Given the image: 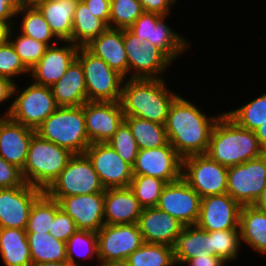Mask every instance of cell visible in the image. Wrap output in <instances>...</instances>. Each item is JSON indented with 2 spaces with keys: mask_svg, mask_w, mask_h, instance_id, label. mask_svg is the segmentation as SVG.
Listing matches in <instances>:
<instances>
[{
  "mask_svg": "<svg viewBox=\"0 0 266 266\" xmlns=\"http://www.w3.org/2000/svg\"><path fill=\"white\" fill-rule=\"evenodd\" d=\"M105 192L100 178L85 154H74L45 193L53 200L62 197Z\"/></svg>",
  "mask_w": 266,
  "mask_h": 266,
  "instance_id": "10",
  "label": "cell"
},
{
  "mask_svg": "<svg viewBox=\"0 0 266 266\" xmlns=\"http://www.w3.org/2000/svg\"><path fill=\"white\" fill-rule=\"evenodd\" d=\"M22 5L21 0H0V21L6 22L10 27L14 26L16 13Z\"/></svg>",
  "mask_w": 266,
  "mask_h": 266,
  "instance_id": "49",
  "label": "cell"
},
{
  "mask_svg": "<svg viewBox=\"0 0 266 266\" xmlns=\"http://www.w3.org/2000/svg\"><path fill=\"white\" fill-rule=\"evenodd\" d=\"M241 207L228 193L205 196L196 225L206 231L239 229Z\"/></svg>",
  "mask_w": 266,
  "mask_h": 266,
  "instance_id": "19",
  "label": "cell"
},
{
  "mask_svg": "<svg viewBox=\"0 0 266 266\" xmlns=\"http://www.w3.org/2000/svg\"><path fill=\"white\" fill-rule=\"evenodd\" d=\"M239 230L241 246L266 257V214L253 205L242 206Z\"/></svg>",
  "mask_w": 266,
  "mask_h": 266,
  "instance_id": "28",
  "label": "cell"
},
{
  "mask_svg": "<svg viewBox=\"0 0 266 266\" xmlns=\"http://www.w3.org/2000/svg\"><path fill=\"white\" fill-rule=\"evenodd\" d=\"M242 249L239 229L209 231V252L220 256L229 265L236 263Z\"/></svg>",
  "mask_w": 266,
  "mask_h": 266,
  "instance_id": "39",
  "label": "cell"
},
{
  "mask_svg": "<svg viewBox=\"0 0 266 266\" xmlns=\"http://www.w3.org/2000/svg\"><path fill=\"white\" fill-rule=\"evenodd\" d=\"M31 266H72V265L68 261H63V262L38 263V264H32Z\"/></svg>",
  "mask_w": 266,
  "mask_h": 266,
  "instance_id": "55",
  "label": "cell"
},
{
  "mask_svg": "<svg viewBox=\"0 0 266 266\" xmlns=\"http://www.w3.org/2000/svg\"><path fill=\"white\" fill-rule=\"evenodd\" d=\"M180 94L172 102L167 115L168 141L182 158L205 154L213 126L223 111L210 115Z\"/></svg>",
  "mask_w": 266,
  "mask_h": 266,
  "instance_id": "1",
  "label": "cell"
},
{
  "mask_svg": "<svg viewBox=\"0 0 266 266\" xmlns=\"http://www.w3.org/2000/svg\"><path fill=\"white\" fill-rule=\"evenodd\" d=\"M143 12L139 0H110L109 27L128 29Z\"/></svg>",
  "mask_w": 266,
  "mask_h": 266,
  "instance_id": "42",
  "label": "cell"
},
{
  "mask_svg": "<svg viewBox=\"0 0 266 266\" xmlns=\"http://www.w3.org/2000/svg\"><path fill=\"white\" fill-rule=\"evenodd\" d=\"M170 16L158 13L143 12L128 28L133 34L150 41L159 48L172 62L177 61L190 50L192 44L182 32L166 23ZM182 33V34H181ZM189 40V41H188Z\"/></svg>",
  "mask_w": 266,
  "mask_h": 266,
  "instance_id": "7",
  "label": "cell"
},
{
  "mask_svg": "<svg viewBox=\"0 0 266 266\" xmlns=\"http://www.w3.org/2000/svg\"><path fill=\"white\" fill-rule=\"evenodd\" d=\"M51 90L58 106H82L88 101L84 70L77 58Z\"/></svg>",
  "mask_w": 266,
  "mask_h": 266,
  "instance_id": "26",
  "label": "cell"
},
{
  "mask_svg": "<svg viewBox=\"0 0 266 266\" xmlns=\"http://www.w3.org/2000/svg\"><path fill=\"white\" fill-rule=\"evenodd\" d=\"M140 206L130 187L107 188L104 192V222L108 225L137 224Z\"/></svg>",
  "mask_w": 266,
  "mask_h": 266,
  "instance_id": "24",
  "label": "cell"
},
{
  "mask_svg": "<svg viewBox=\"0 0 266 266\" xmlns=\"http://www.w3.org/2000/svg\"><path fill=\"white\" fill-rule=\"evenodd\" d=\"M32 264L67 261L66 243L49 233H27Z\"/></svg>",
  "mask_w": 266,
  "mask_h": 266,
  "instance_id": "34",
  "label": "cell"
},
{
  "mask_svg": "<svg viewBox=\"0 0 266 266\" xmlns=\"http://www.w3.org/2000/svg\"><path fill=\"white\" fill-rule=\"evenodd\" d=\"M254 132L261 149L266 153V122L262 123Z\"/></svg>",
  "mask_w": 266,
  "mask_h": 266,
  "instance_id": "52",
  "label": "cell"
},
{
  "mask_svg": "<svg viewBox=\"0 0 266 266\" xmlns=\"http://www.w3.org/2000/svg\"><path fill=\"white\" fill-rule=\"evenodd\" d=\"M84 47L94 56L103 59L112 69L128 78V59L123 43V29L108 27Z\"/></svg>",
  "mask_w": 266,
  "mask_h": 266,
  "instance_id": "25",
  "label": "cell"
},
{
  "mask_svg": "<svg viewBox=\"0 0 266 266\" xmlns=\"http://www.w3.org/2000/svg\"><path fill=\"white\" fill-rule=\"evenodd\" d=\"M79 46L70 41H59L48 46L39 62L30 69L29 77L32 82L51 87L59 81L74 61Z\"/></svg>",
  "mask_w": 266,
  "mask_h": 266,
  "instance_id": "20",
  "label": "cell"
},
{
  "mask_svg": "<svg viewBox=\"0 0 266 266\" xmlns=\"http://www.w3.org/2000/svg\"><path fill=\"white\" fill-rule=\"evenodd\" d=\"M14 26L22 34L43 42L47 46H52L59 42L42 13L34 4H23L21 6L16 13Z\"/></svg>",
  "mask_w": 266,
  "mask_h": 266,
  "instance_id": "31",
  "label": "cell"
},
{
  "mask_svg": "<svg viewBox=\"0 0 266 266\" xmlns=\"http://www.w3.org/2000/svg\"><path fill=\"white\" fill-rule=\"evenodd\" d=\"M253 206L266 214V187L253 203Z\"/></svg>",
  "mask_w": 266,
  "mask_h": 266,
  "instance_id": "53",
  "label": "cell"
},
{
  "mask_svg": "<svg viewBox=\"0 0 266 266\" xmlns=\"http://www.w3.org/2000/svg\"><path fill=\"white\" fill-rule=\"evenodd\" d=\"M107 143L110 144L125 162L131 166L134 165L139 148L130 128L124 121Z\"/></svg>",
  "mask_w": 266,
  "mask_h": 266,
  "instance_id": "44",
  "label": "cell"
},
{
  "mask_svg": "<svg viewBox=\"0 0 266 266\" xmlns=\"http://www.w3.org/2000/svg\"><path fill=\"white\" fill-rule=\"evenodd\" d=\"M78 0H39L34 5L42 13L59 41H70L74 11Z\"/></svg>",
  "mask_w": 266,
  "mask_h": 266,
  "instance_id": "27",
  "label": "cell"
},
{
  "mask_svg": "<svg viewBox=\"0 0 266 266\" xmlns=\"http://www.w3.org/2000/svg\"><path fill=\"white\" fill-rule=\"evenodd\" d=\"M200 204V195L181 177L164 186L156 207L190 226L198 222Z\"/></svg>",
  "mask_w": 266,
  "mask_h": 266,
  "instance_id": "14",
  "label": "cell"
},
{
  "mask_svg": "<svg viewBox=\"0 0 266 266\" xmlns=\"http://www.w3.org/2000/svg\"><path fill=\"white\" fill-rule=\"evenodd\" d=\"M107 28L108 26L100 18L95 17L82 0H78L73 18V44L84 47Z\"/></svg>",
  "mask_w": 266,
  "mask_h": 266,
  "instance_id": "33",
  "label": "cell"
},
{
  "mask_svg": "<svg viewBox=\"0 0 266 266\" xmlns=\"http://www.w3.org/2000/svg\"><path fill=\"white\" fill-rule=\"evenodd\" d=\"M2 266H31L32 259L25 229L0 228Z\"/></svg>",
  "mask_w": 266,
  "mask_h": 266,
  "instance_id": "29",
  "label": "cell"
},
{
  "mask_svg": "<svg viewBox=\"0 0 266 266\" xmlns=\"http://www.w3.org/2000/svg\"><path fill=\"white\" fill-rule=\"evenodd\" d=\"M35 133V130L13 121L9 116L0 117V156L22 171Z\"/></svg>",
  "mask_w": 266,
  "mask_h": 266,
  "instance_id": "23",
  "label": "cell"
},
{
  "mask_svg": "<svg viewBox=\"0 0 266 266\" xmlns=\"http://www.w3.org/2000/svg\"><path fill=\"white\" fill-rule=\"evenodd\" d=\"M84 116L90 144L107 143L124 121L120 101H87Z\"/></svg>",
  "mask_w": 266,
  "mask_h": 266,
  "instance_id": "18",
  "label": "cell"
},
{
  "mask_svg": "<svg viewBox=\"0 0 266 266\" xmlns=\"http://www.w3.org/2000/svg\"><path fill=\"white\" fill-rule=\"evenodd\" d=\"M97 18L109 27L110 0H82Z\"/></svg>",
  "mask_w": 266,
  "mask_h": 266,
  "instance_id": "50",
  "label": "cell"
},
{
  "mask_svg": "<svg viewBox=\"0 0 266 266\" xmlns=\"http://www.w3.org/2000/svg\"><path fill=\"white\" fill-rule=\"evenodd\" d=\"M228 167L210 159L206 154L182 159V178L200 195L227 193Z\"/></svg>",
  "mask_w": 266,
  "mask_h": 266,
  "instance_id": "11",
  "label": "cell"
},
{
  "mask_svg": "<svg viewBox=\"0 0 266 266\" xmlns=\"http://www.w3.org/2000/svg\"><path fill=\"white\" fill-rule=\"evenodd\" d=\"M124 122L130 128L139 150L159 148L169 143L165 125L135 116H124Z\"/></svg>",
  "mask_w": 266,
  "mask_h": 266,
  "instance_id": "35",
  "label": "cell"
},
{
  "mask_svg": "<svg viewBox=\"0 0 266 266\" xmlns=\"http://www.w3.org/2000/svg\"><path fill=\"white\" fill-rule=\"evenodd\" d=\"M229 110H224V113L237 125L255 131L262 123L266 122V91L237 108Z\"/></svg>",
  "mask_w": 266,
  "mask_h": 266,
  "instance_id": "36",
  "label": "cell"
},
{
  "mask_svg": "<svg viewBox=\"0 0 266 266\" xmlns=\"http://www.w3.org/2000/svg\"><path fill=\"white\" fill-rule=\"evenodd\" d=\"M167 183L157 177L133 175L130 188L142 208L156 207L161 192Z\"/></svg>",
  "mask_w": 266,
  "mask_h": 266,
  "instance_id": "41",
  "label": "cell"
},
{
  "mask_svg": "<svg viewBox=\"0 0 266 266\" xmlns=\"http://www.w3.org/2000/svg\"><path fill=\"white\" fill-rule=\"evenodd\" d=\"M43 190L24 183L0 189V228L26 229L29 213Z\"/></svg>",
  "mask_w": 266,
  "mask_h": 266,
  "instance_id": "17",
  "label": "cell"
},
{
  "mask_svg": "<svg viewBox=\"0 0 266 266\" xmlns=\"http://www.w3.org/2000/svg\"><path fill=\"white\" fill-rule=\"evenodd\" d=\"M128 266H176L172 246L143 243L126 259Z\"/></svg>",
  "mask_w": 266,
  "mask_h": 266,
  "instance_id": "37",
  "label": "cell"
},
{
  "mask_svg": "<svg viewBox=\"0 0 266 266\" xmlns=\"http://www.w3.org/2000/svg\"><path fill=\"white\" fill-rule=\"evenodd\" d=\"M15 84L11 79L0 76V107H3L6 102H9L4 106V108L7 106L5 110H0V117H7L11 112Z\"/></svg>",
  "mask_w": 266,
  "mask_h": 266,
  "instance_id": "47",
  "label": "cell"
},
{
  "mask_svg": "<svg viewBox=\"0 0 266 266\" xmlns=\"http://www.w3.org/2000/svg\"><path fill=\"white\" fill-rule=\"evenodd\" d=\"M35 131L41 138L66 148L73 154H84L90 146L84 104L59 106Z\"/></svg>",
  "mask_w": 266,
  "mask_h": 266,
  "instance_id": "4",
  "label": "cell"
},
{
  "mask_svg": "<svg viewBox=\"0 0 266 266\" xmlns=\"http://www.w3.org/2000/svg\"><path fill=\"white\" fill-rule=\"evenodd\" d=\"M28 80V83L24 80L23 83L26 82L24 86L20 83L15 84L9 117L25 127L36 130L59 106L53 96L51 87Z\"/></svg>",
  "mask_w": 266,
  "mask_h": 266,
  "instance_id": "6",
  "label": "cell"
},
{
  "mask_svg": "<svg viewBox=\"0 0 266 266\" xmlns=\"http://www.w3.org/2000/svg\"><path fill=\"white\" fill-rule=\"evenodd\" d=\"M66 255L72 266H88L90 260L100 266L97 233L78 229L66 242Z\"/></svg>",
  "mask_w": 266,
  "mask_h": 266,
  "instance_id": "32",
  "label": "cell"
},
{
  "mask_svg": "<svg viewBox=\"0 0 266 266\" xmlns=\"http://www.w3.org/2000/svg\"><path fill=\"white\" fill-rule=\"evenodd\" d=\"M74 154L34 134L28 149L27 160L21 171L24 182L44 192L59 177Z\"/></svg>",
  "mask_w": 266,
  "mask_h": 266,
  "instance_id": "5",
  "label": "cell"
},
{
  "mask_svg": "<svg viewBox=\"0 0 266 266\" xmlns=\"http://www.w3.org/2000/svg\"><path fill=\"white\" fill-rule=\"evenodd\" d=\"M228 266L220 256L212 254H201L199 257H194L188 260L184 266Z\"/></svg>",
  "mask_w": 266,
  "mask_h": 266,
  "instance_id": "51",
  "label": "cell"
},
{
  "mask_svg": "<svg viewBox=\"0 0 266 266\" xmlns=\"http://www.w3.org/2000/svg\"><path fill=\"white\" fill-rule=\"evenodd\" d=\"M138 227L145 243L174 246L184 225L157 207L142 208Z\"/></svg>",
  "mask_w": 266,
  "mask_h": 266,
  "instance_id": "22",
  "label": "cell"
},
{
  "mask_svg": "<svg viewBox=\"0 0 266 266\" xmlns=\"http://www.w3.org/2000/svg\"><path fill=\"white\" fill-rule=\"evenodd\" d=\"M39 0H21L23 4H34Z\"/></svg>",
  "mask_w": 266,
  "mask_h": 266,
  "instance_id": "57",
  "label": "cell"
},
{
  "mask_svg": "<svg viewBox=\"0 0 266 266\" xmlns=\"http://www.w3.org/2000/svg\"><path fill=\"white\" fill-rule=\"evenodd\" d=\"M78 230L74 220L66 214L62 209H60L52 222L51 229H49V234L63 242L67 240Z\"/></svg>",
  "mask_w": 266,
  "mask_h": 266,
  "instance_id": "45",
  "label": "cell"
},
{
  "mask_svg": "<svg viewBox=\"0 0 266 266\" xmlns=\"http://www.w3.org/2000/svg\"><path fill=\"white\" fill-rule=\"evenodd\" d=\"M97 240L100 264L126 261L144 243L138 224H104L97 232Z\"/></svg>",
  "mask_w": 266,
  "mask_h": 266,
  "instance_id": "13",
  "label": "cell"
},
{
  "mask_svg": "<svg viewBox=\"0 0 266 266\" xmlns=\"http://www.w3.org/2000/svg\"><path fill=\"white\" fill-rule=\"evenodd\" d=\"M60 208L80 230L98 232L104 222V192L62 197Z\"/></svg>",
  "mask_w": 266,
  "mask_h": 266,
  "instance_id": "21",
  "label": "cell"
},
{
  "mask_svg": "<svg viewBox=\"0 0 266 266\" xmlns=\"http://www.w3.org/2000/svg\"><path fill=\"white\" fill-rule=\"evenodd\" d=\"M205 154L230 167L260 157L264 151L254 131L240 127L223 112L213 126Z\"/></svg>",
  "mask_w": 266,
  "mask_h": 266,
  "instance_id": "3",
  "label": "cell"
},
{
  "mask_svg": "<svg viewBox=\"0 0 266 266\" xmlns=\"http://www.w3.org/2000/svg\"><path fill=\"white\" fill-rule=\"evenodd\" d=\"M84 154L91 161L102 185L107 188L130 187L132 166L108 143H92Z\"/></svg>",
  "mask_w": 266,
  "mask_h": 266,
  "instance_id": "15",
  "label": "cell"
},
{
  "mask_svg": "<svg viewBox=\"0 0 266 266\" xmlns=\"http://www.w3.org/2000/svg\"><path fill=\"white\" fill-rule=\"evenodd\" d=\"M182 159L170 143L159 148L141 149L132 173L157 177L166 183L173 182L182 177Z\"/></svg>",
  "mask_w": 266,
  "mask_h": 266,
  "instance_id": "16",
  "label": "cell"
},
{
  "mask_svg": "<svg viewBox=\"0 0 266 266\" xmlns=\"http://www.w3.org/2000/svg\"><path fill=\"white\" fill-rule=\"evenodd\" d=\"M169 85L167 78H126L120 99L124 116L165 125L170 106L179 95Z\"/></svg>",
  "mask_w": 266,
  "mask_h": 266,
  "instance_id": "2",
  "label": "cell"
},
{
  "mask_svg": "<svg viewBox=\"0 0 266 266\" xmlns=\"http://www.w3.org/2000/svg\"><path fill=\"white\" fill-rule=\"evenodd\" d=\"M176 266L182 265L201 254L209 252V231L197 225L184 226L173 246Z\"/></svg>",
  "mask_w": 266,
  "mask_h": 266,
  "instance_id": "30",
  "label": "cell"
},
{
  "mask_svg": "<svg viewBox=\"0 0 266 266\" xmlns=\"http://www.w3.org/2000/svg\"><path fill=\"white\" fill-rule=\"evenodd\" d=\"M123 43L128 59V78L165 79L173 63L150 41L123 29ZM169 69V70H168Z\"/></svg>",
  "mask_w": 266,
  "mask_h": 266,
  "instance_id": "9",
  "label": "cell"
},
{
  "mask_svg": "<svg viewBox=\"0 0 266 266\" xmlns=\"http://www.w3.org/2000/svg\"><path fill=\"white\" fill-rule=\"evenodd\" d=\"M10 26L3 21H0V46L8 40Z\"/></svg>",
  "mask_w": 266,
  "mask_h": 266,
  "instance_id": "54",
  "label": "cell"
},
{
  "mask_svg": "<svg viewBox=\"0 0 266 266\" xmlns=\"http://www.w3.org/2000/svg\"><path fill=\"white\" fill-rule=\"evenodd\" d=\"M266 187V153L228 167L227 193L241 206L253 205Z\"/></svg>",
  "mask_w": 266,
  "mask_h": 266,
  "instance_id": "12",
  "label": "cell"
},
{
  "mask_svg": "<svg viewBox=\"0 0 266 266\" xmlns=\"http://www.w3.org/2000/svg\"><path fill=\"white\" fill-rule=\"evenodd\" d=\"M24 183L21 170L0 156V189L18 187Z\"/></svg>",
  "mask_w": 266,
  "mask_h": 266,
  "instance_id": "46",
  "label": "cell"
},
{
  "mask_svg": "<svg viewBox=\"0 0 266 266\" xmlns=\"http://www.w3.org/2000/svg\"><path fill=\"white\" fill-rule=\"evenodd\" d=\"M29 73L30 70L24 65L11 42L7 40L0 46V76L18 83L29 77Z\"/></svg>",
  "mask_w": 266,
  "mask_h": 266,
  "instance_id": "43",
  "label": "cell"
},
{
  "mask_svg": "<svg viewBox=\"0 0 266 266\" xmlns=\"http://www.w3.org/2000/svg\"><path fill=\"white\" fill-rule=\"evenodd\" d=\"M144 12L158 13L162 16H170L174 6L179 4V0H139Z\"/></svg>",
  "mask_w": 266,
  "mask_h": 266,
  "instance_id": "48",
  "label": "cell"
},
{
  "mask_svg": "<svg viewBox=\"0 0 266 266\" xmlns=\"http://www.w3.org/2000/svg\"><path fill=\"white\" fill-rule=\"evenodd\" d=\"M100 266H128L126 261H109L101 263Z\"/></svg>",
  "mask_w": 266,
  "mask_h": 266,
  "instance_id": "56",
  "label": "cell"
},
{
  "mask_svg": "<svg viewBox=\"0 0 266 266\" xmlns=\"http://www.w3.org/2000/svg\"><path fill=\"white\" fill-rule=\"evenodd\" d=\"M8 40L29 70L39 62L48 47L45 43L22 34L15 26L10 28Z\"/></svg>",
  "mask_w": 266,
  "mask_h": 266,
  "instance_id": "40",
  "label": "cell"
},
{
  "mask_svg": "<svg viewBox=\"0 0 266 266\" xmlns=\"http://www.w3.org/2000/svg\"><path fill=\"white\" fill-rule=\"evenodd\" d=\"M76 58L85 76L88 101L118 102L125 77L112 69L103 59L94 56L85 47H79Z\"/></svg>",
  "mask_w": 266,
  "mask_h": 266,
  "instance_id": "8",
  "label": "cell"
},
{
  "mask_svg": "<svg viewBox=\"0 0 266 266\" xmlns=\"http://www.w3.org/2000/svg\"><path fill=\"white\" fill-rule=\"evenodd\" d=\"M60 209L59 202L44 192L31 207L26 233H49L54 217Z\"/></svg>",
  "mask_w": 266,
  "mask_h": 266,
  "instance_id": "38",
  "label": "cell"
}]
</instances>
